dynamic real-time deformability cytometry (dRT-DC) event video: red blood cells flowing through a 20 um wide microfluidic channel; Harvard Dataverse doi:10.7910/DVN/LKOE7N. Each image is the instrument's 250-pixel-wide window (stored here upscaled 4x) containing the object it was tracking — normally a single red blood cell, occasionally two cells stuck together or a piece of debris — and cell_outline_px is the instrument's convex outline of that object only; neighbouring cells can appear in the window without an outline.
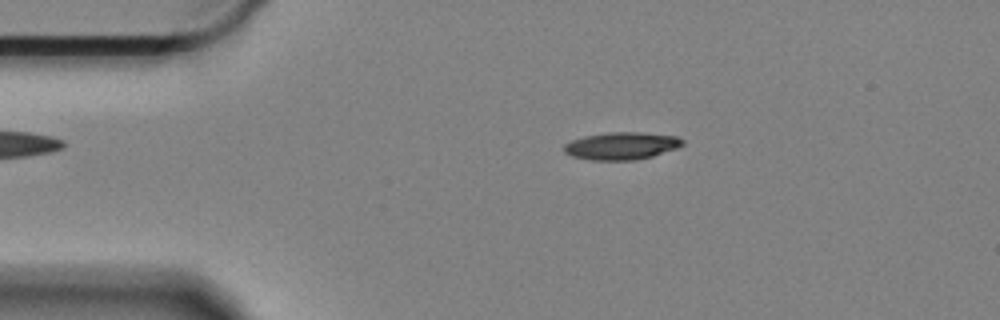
{"species": "Egyptian fruit bat (a non-hibernating species)", "species_latin": "Rousettus aegyptiacus", "temperature_condition": "cold", "stored_images_in_passage": 14, "camera_frame_rate_fps": 3000, "um_per_image_px": 0.085, "animal": {"sex": "female"}, "frame": {"image": 1, "passage_image": 8, "time_ms": 2.333, "image_size_px": [1000, 320], "cell_outline_px": [[684, 144], [676, 148], [652, 156], [636, 160], [592, 160], [572, 156], [564, 152], [564, 144], [572, 140], [584, 136], [608, 132], [640, 132], [676, 136], [684, 140]], "centroid_in_image_um": [52.82, 12.39], "position_along_channel_um": 32.2, "area_um2": 18.9}}